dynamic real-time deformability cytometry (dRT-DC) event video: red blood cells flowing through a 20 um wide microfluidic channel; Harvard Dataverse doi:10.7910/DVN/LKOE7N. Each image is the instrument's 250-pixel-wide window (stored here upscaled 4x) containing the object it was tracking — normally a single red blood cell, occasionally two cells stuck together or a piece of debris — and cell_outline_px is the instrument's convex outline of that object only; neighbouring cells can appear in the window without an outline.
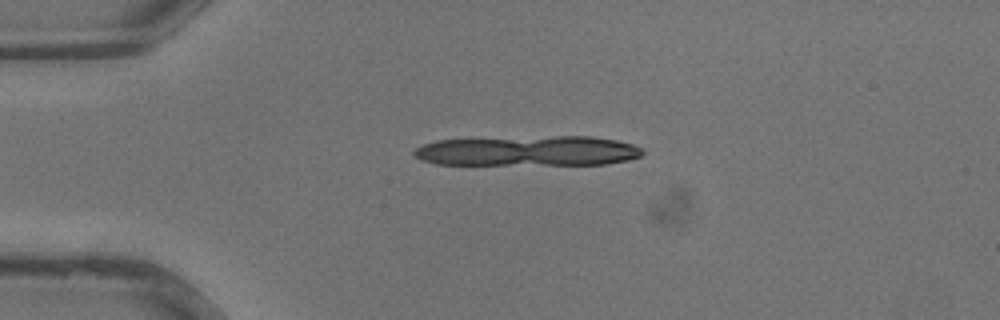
{"species": "common noctule bat (a hibernating species)", "species_latin": "Nyctalus noctula", "temperature_condition": "warm", "stored_images_in_passage": 11, "camera_frame_rate_fps": 3000, "um_per_image_px": 0.085, "animal": {"sex": "male", "body_mass_g": 13.3}, "frame": {"image": 1, "passage_image": 7, "time_ms": 2.0, "image_size_px": [1000, 320], "cell_outline_px": [[644, 152], [640, 156], [628, 160], [608, 164], [436, 164], [420, 160], [412, 152], [416, 148], [424, 144], [436, 140], [552, 136], [592, 136], [616, 140], [632, 144], [644, 148]], "centroid_in_image_um": [44.92, 12.82], "position_along_channel_um": 40.1, "area_um2": 40.06}}